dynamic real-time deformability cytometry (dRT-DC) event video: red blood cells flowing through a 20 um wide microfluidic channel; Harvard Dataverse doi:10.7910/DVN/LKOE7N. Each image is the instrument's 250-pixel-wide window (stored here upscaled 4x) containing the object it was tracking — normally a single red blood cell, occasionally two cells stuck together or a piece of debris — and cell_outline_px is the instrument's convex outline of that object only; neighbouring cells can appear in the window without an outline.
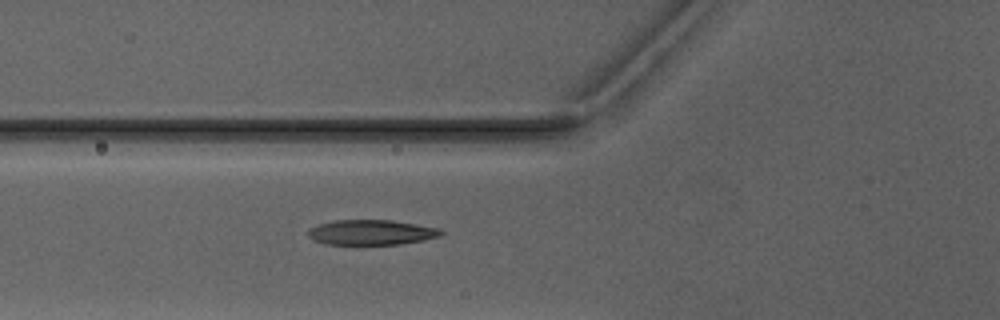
{"species": "Egyptian fruit bat (a non-hibernating species)", "species_latin": "Rousettus aegyptiacus", "temperature_condition": "warm", "stored_images_in_passage": 2, "camera_frame_rate_fps": 3000, "um_per_image_px": 0.085, "animal": {"sex": "male"}, "frame": {"image": 1, "passage_image": 2, "time_ms": 1.0, "image_size_px": [1000, 320], "cell_outline_px": [[444, 232], [440, 236], [424, 240], [400, 244], [356, 248], [324, 244], [312, 240], [308, 236], [308, 228], [332, 220], [392, 220], [440, 228]], "centroid_in_image_um": [31.5, 19.81], "position_along_channel_um": 94.3, "area_um2": 20.63}}